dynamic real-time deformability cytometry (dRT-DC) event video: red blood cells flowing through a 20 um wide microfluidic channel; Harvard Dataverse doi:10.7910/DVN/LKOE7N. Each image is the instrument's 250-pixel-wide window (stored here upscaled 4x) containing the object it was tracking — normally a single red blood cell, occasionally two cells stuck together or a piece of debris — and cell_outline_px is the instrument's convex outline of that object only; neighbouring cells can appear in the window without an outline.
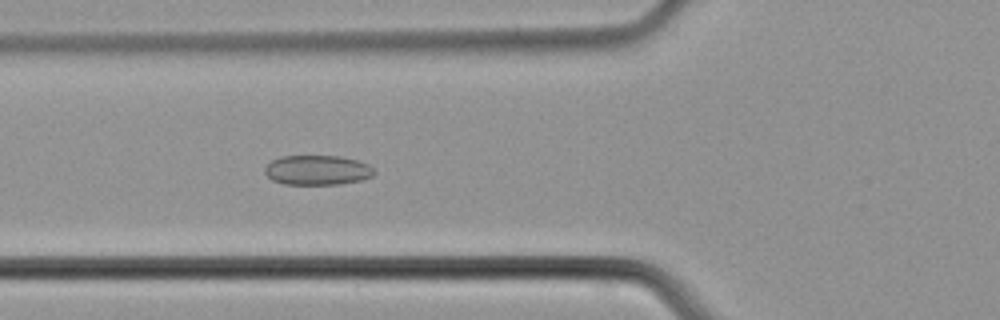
{"species": "common noctule bat (a hibernating species)", "species_latin": "Nyctalus noctula", "temperature_condition": "cold", "stored_images_in_passage": 49, "camera_frame_rate_fps": 3000, "um_per_image_px": 0.085, "animal": {"sex": "male", "body_mass_g": 21.5, "forearm_length_mm": 52.0}, "frame": {"image": 1, "passage_image": 18, "time_ms": 5.667, "image_size_px": [1000, 320], "cell_outline_px": [[376, 172], [372, 176], [360, 180], [340, 184], [284, 184], [272, 180], [264, 172], [264, 168], [272, 160], [280, 156], [340, 156], [356, 160], [368, 164]], "centroid_in_image_um": [26.96, 14.46], "position_along_channel_um": 98.8, "area_um2": 18.9}}
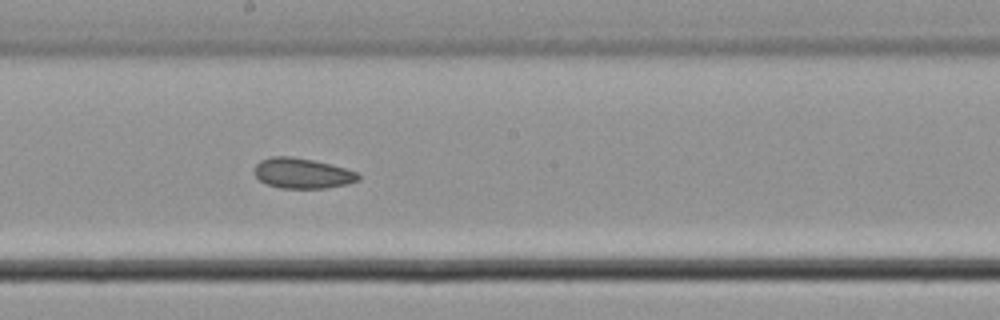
{"frame": {"image": 2, "passage_image": 27, "time_ms": 8.667, "image_size_px": [1000, 320], "cell_outline_px": [[360, 180], [348, 184], [324, 188], [280, 188], [268, 184], [260, 180], [256, 176], [256, 164], [260, 160], [272, 156], [292, 156], [312, 160], [344, 168], [356, 172], [360, 176]], "centroid_in_image_um": [25.71, 14.73], "position_along_channel_um": 222.5, "area_um2": 18.15}}
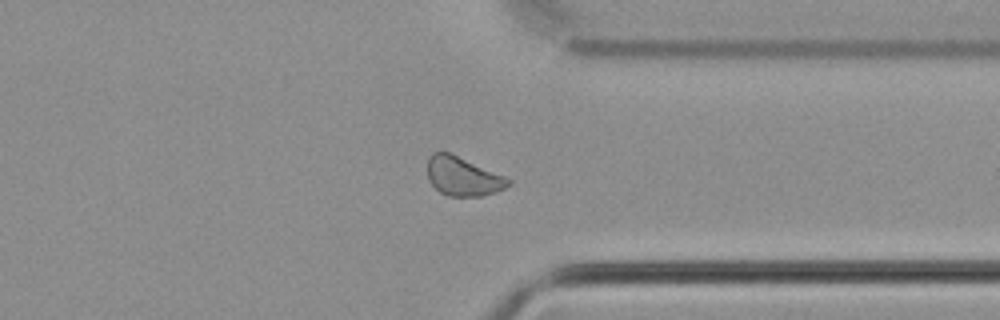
{"frame": {"image": 3, "passage_image": 38, "time_ms": 12.333, "image_size_px": [1000, 320], "cell_outline_px": [[512, 184], [496, 192], [480, 196], [448, 196], [440, 192], [428, 180], [428, 156], [432, 152], [448, 152], [504, 176], [512, 180]], "centroid_in_image_um": [39.33, 15.0], "position_along_channel_um": 372.1, "area_um2": 18.15}}